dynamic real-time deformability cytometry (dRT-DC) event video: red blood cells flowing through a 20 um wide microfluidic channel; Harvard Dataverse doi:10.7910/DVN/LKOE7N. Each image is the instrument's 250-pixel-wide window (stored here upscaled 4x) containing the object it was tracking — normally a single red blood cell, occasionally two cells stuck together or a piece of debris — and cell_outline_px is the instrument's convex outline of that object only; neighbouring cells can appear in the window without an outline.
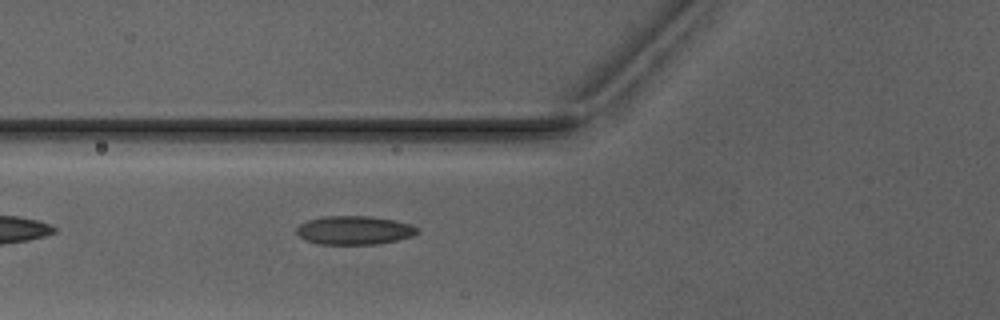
{"species": "Egyptian fruit bat (a non-hibernating species)", "species_latin": "Rousettus aegyptiacus", "temperature_condition": "warm", "stored_images_in_passage": 6, "camera_frame_rate_fps": 3000, "um_per_image_px": 0.085, "animal": {"sex": "male"}, "frame": {"image": 1, "passage_image": 6, "time_ms": 6.667, "image_size_px": [1000, 320], "cell_outline_px": [[420, 232], [412, 236], [396, 240], [376, 244], [320, 244], [304, 240], [296, 232], [296, 228], [300, 224], [308, 220], [324, 216], [368, 216], [396, 220], [412, 224]], "centroid_in_image_um": [30.11, 19.57], "position_along_channel_um": 95.7, "area_um2": 20.17}}